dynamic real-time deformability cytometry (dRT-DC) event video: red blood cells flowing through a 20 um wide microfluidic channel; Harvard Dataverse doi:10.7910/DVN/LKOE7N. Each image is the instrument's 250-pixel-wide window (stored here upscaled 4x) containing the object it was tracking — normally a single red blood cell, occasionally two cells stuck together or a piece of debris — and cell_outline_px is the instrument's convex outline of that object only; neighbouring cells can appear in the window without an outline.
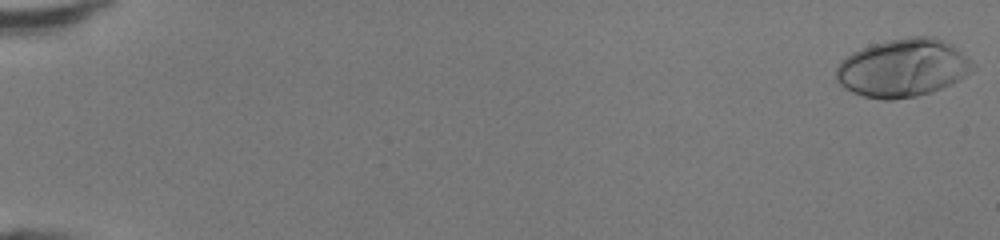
{"species": "human", "species_latin": "Homo sapiens", "temperature_condition": "room temperature", "stored_images_in_passage": 49, "camera_frame_rate_fps": 3000, "um_per_image_px": 0.085, "donor": {"sex": "female"}, "frame": {"image": 1, "passage_image": 1, "time_ms": 0.0, "image_size_px": [1000, 240], "cell_outline_px": [[976, 68], [972, 72], [932, 92], [916, 96], [892, 100], [884, 100], [864, 96], [852, 92], [844, 88], [836, 80], [836, 68], [840, 60], [852, 52], [860, 48], [872, 44], [888, 40], [908, 36], [932, 36], [952, 44], [976, 64]], "centroid_in_image_um": [76.73, 5.76], "position_along_channel_um": 8.3, "area_um2": 46.41}}
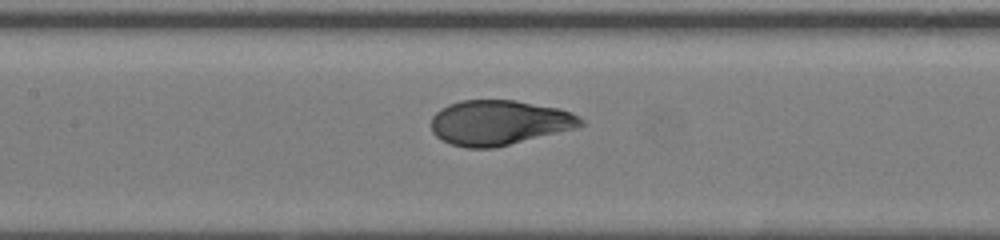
{"frame": {"image": 2, "passage_image": 25, "time_ms": 8.0, "image_size_px": [1000, 240], "cell_outline_px": [[584, 124], [576, 128], [492, 148], [464, 148], [452, 144], [436, 136], [432, 132], [432, 116], [440, 108], [448, 104], [460, 100], [516, 100], [560, 108], [572, 112], [584, 120]], "centroid_in_image_um": [42.42, 10.41], "position_along_channel_um": 165.0, "area_um2": 39.13}}
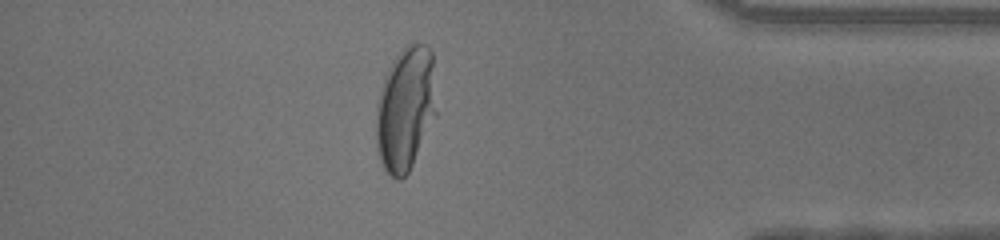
{"frame": {"image": 3, "passage_image": 43, "time_ms": 14.0, "image_size_px": [1000, 240], "cell_outline_px": [[436, 116], [408, 172], [400, 180], [396, 180], [384, 168], [380, 160], [376, 148], [376, 104], [380, 88], [384, 76], [388, 68], [396, 56], [412, 40], [424, 44], [432, 52], [436, 112]], "centroid_in_image_um": [34.45, 9.22], "position_along_channel_um": 400.8, "area_um2": 43.64}, "authors_computed_cell_mechanics": {"area_um2": 39.8242, "velocity_mm_per_s": 4.3466, "shape_relaxation_time_tau1_ms": 4.1446, "shape_relaxation_time_tau2_ms": null, "deformation_change_tau1": 0.225, "deformation_change_tau2": null}}